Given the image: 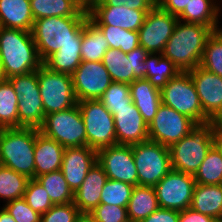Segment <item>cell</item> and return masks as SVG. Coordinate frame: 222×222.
<instances>
[{
    "instance_id": "277c9868",
    "label": "cell",
    "mask_w": 222,
    "mask_h": 222,
    "mask_svg": "<svg viewBox=\"0 0 222 222\" xmlns=\"http://www.w3.org/2000/svg\"><path fill=\"white\" fill-rule=\"evenodd\" d=\"M39 129H0V163L29 179L35 178L34 149Z\"/></svg>"
},
{
    "instance_id": "681fc988",
    "label": "cell",
    "mask_w": 222,
    "mask_h": 222,
    "mask_svg": "<svg viewBox=\"0 0 222 222\" xmlns=\"http://www.w3.org/2000/svg\"><path fill=\"white\" fill-rule=\"evenodd\" d=\"M213 145L222 156V133L217 128L213 131Z\"/></svg>"
},
{
    "instance_id": "83f0119b",
    "label": "cell",
    "mask_w": 222,
    "mask_h": 222,
    "mask_svg": "<svg viewBox=\"0 0 222 222\" xmlns=\"http://www.w3.org/2000/svg\"><path fill=\"white\" fill-rule=\"evenodd\" d=\"M220 10L216 0H190L187 7L178 16V20L209 26L214 31L219 23Z\"/></svg>"
},
{
    "instance_id": "8992f818",
    "label": "cell",
    "mask_w": 222,
    "mask_h": 222,
    "mask_svg": "<svg viewBox=\"0 0 222 222\" xmlns=\"http://www.w3.org/2000/svg\"><path fill=\"white\" fill-rule=\"evenodd\" d=\"M139 186H155L171 170L169 147L146 140L132 144Z\"/></svg>"
},
{
    "instance_id": "484cf974",
    "label": "cell",
    "mask_w": 222,
    "mask_h": 222,
    "mask_svg": "<svg viewBox=\"0 0 222 222\" xmlns=\"http://www.w3.org/2000/svg\"><path fill=\"white\" fill-rule=\"evenodd\" d=\"M190 208L216 220H222V184H196Z\"/></svg>"
},
{
    "instance_id": "4fadbf2b",
    "label": "cell",
    "mask_w": 222,
    "mask_h": 222,
    "mask_svg": "<svg viewBox=\"0 0 222 222\" xmlns=\"http://www.w3.org/2000/svg\"><path fill=\"white\" fill-rule=\"evenodd\" d=\"M194 175L172 169L154 186L160 208L183 211L191 207Z\"/></svg>"
},
{
    "instance_id": "7dc6e473",
    "label": "cell",
    "mask_w": 222,
    "mask_h": 222,
    "mask_svg": "<svg viewBox=\"0 0 222 222\" xmlns=\"http://www.w3.org/2000/svg\"><path fill=\"white\" fill-rule=\"evenodd\" d=\"M190 0H157V5L172 15L179 16Z\"/></svg>"
},
{
    "instance_id": "8fae6325",
    "label": "cell",
    "mask_w": 222,
    "mask_h": 222,
    "mask_svg": "<svg viewBox=\"0 0 222 222\" xmlns=\"http://www.w3.org/2000/svg\"><path fill=\"white\" fill-rule=\"evenodd\" d=\"M37 78L45 115L77 105L71 75L52 71L42 64Z\"/></svg>"
},
{
    "instance_id": "7bdbcfd3",
    "label": "cell",
    "mask_w": 222,
    "mask_h": 222,
    "mask_svg": "<svg viewBox=\"0 0 222 222\" xmlns=\"http://www.w3.org/2000/svg\"><path fill=\"white\" fill-rule=\"evenodd\" d=\"M16 222H40L41 215L34 211L25 201L19 198L3 206Z\"/></svg>"
},
{
    "instance_id": "7c38bea8",
    "label": "cell",
    "mask_w": 222,
    "mask_h": 222,
    "mask_svg": "<svg viewBox=\"0 0 222 222\" xmlns=\"http://www.w3.org/2000/svg\"><path fill=\"white\" fill-rule=\"evenodd\" d=\"M197 123L188 116L161 103L148 125L149 140L170 147L187 136Z\"/></svg>"
},
{
    "instance_id": "7a4b0ae2",
    "label": "cell",
    "mask_w": 222,
    "mask_h": 222,
    "mask_svg": "<svg viewBox=\"0 0 222 222\" xmlns=\"http://www.w3.org/2000/svg\"><path fill=\"white\" fill-rule=\"evenodd\" d=\"M213 33L209 26L177 22L162 55L171 60L180 72L200 66L208 37Z\"/></svg>"
},
{
    "instance_id": "7402d4cb",
    "label": "cell",
    "mask_w": 222,
    "mask_h": 222,
    "mask_svg": "<svg viewBox=\"0 0 222 222\" xmlns=\"http://www.w3.org/2000/svg\"><path fill=\"white\" fill-rule=\"evenodd\" d=\"M107 179L104 169L96 162L74 193L73 203L81 213H90L100 204L101 192Z\"/></svg>"
},
{
    "instance_id": "c3c4849f",
    "label": "cell",
    "mask_w": 222,
    "mask_h": 222,
    "mask_svg": "<svg viewBox=\"0 0 222 222\" xmlns=\"http://www.w3.org/2000/svg\"><path fill=\"white\" fill-rule=\"evenodd\" d=\"M216 219L203 215L200 212L187 208L179 211V222H215Z\"/></svg>"
},
{
    "instance_id": "816d5d0a",
    "label": "cell",
    "mask_w": 222,
    "mask_h": 222,
    "mask_svg": "<svg viewBox=\"0 0 222 222\" xmlns=\"http://www.w3.org/2000/svg\"><path fill=\"white\" fill-rule=\"evenodd\" d=\"M75 222H97L89 213H80Z\"/></svg>"
},
{
    "instance_id": "f35d334b",
    "label": "cell",
    "mask_w": 222,
    "mask_h": 222,
    "mask_svg": "<svg viewBox=\"0 0 222 222\" xmlns=\"http://www.w3.org/2000/svg\"><path fill=\"white\" fill-rule=\"evenodd\" d=\"M200 66L222 77V39L215 31L206 41Z\"/></svg>"
},
{
    "instance_id": "ab89813d",
    "label": "cell",
    "mask_w": 222,
    "mask_h": 222,
    "mask_svg": "<svg viewBox=\"0 0 222 222\" xmlns=\"http://www.w3.org/2000/svg\"><path fill=\"white\" fill-rule=\"evenodd\" d=\"M105 108L112 114L115 109L130 106V85L126 83L112 82L103 95L98 99Z\"/></svg>"
},
{
    "instance_id": "60d3db41",
    "label": "cell",
    "mask_w": 222,
    "mask_h": 222,
    "mask_svg": "<svg viewBox=\"0 0 222 222\" xmlns=\"http://www.w3.org/2000/svg\"><path fill=\"white\" fill-rule=\"evenodd\" d=\"M23 198L40 215L46 213L54 205L51 202L48 192L35 178L28 181Z\"/></svg>"
},
{
    "instance_id": "bcb514c9",
    "label": "cell",
    "mask_w": 222,
    "mask_h": 222,
    "mask_svg": "<svg viewBox=\"0 0 222 222\" xmlns=\"http://www.w3.org/2000/svg\"><path fill=\"white\" fill-rule=\"evenodd\" d=\"M141 222H179V211L159 207Z\"/></svg>"
},
{
    "instance_id": "5b68a950",
    "label": "cell",
    "mask_w": 222,
    "mask_h": 222,
    "mask_svg": "<svg viewBox=\"0 0 222 222\" xmlns=\"http://www.w3.org/2000/svg\"><path fill=\"white\" fill-rule=\"evenodd\" d=\"M215 121L197 124L190 133L170 147L172 169L195 175L213 146Z\"/></svg>"
},
{
    "instance_id": "3957f363",
    "label": "cell",
    "mask_w": 222,
    "mask_h": 222,
    "mask_svg": "<svg viewBox=\"0 0 222 222\" xmlns=\"http://www.w3.org/2000/svg\"><path fill=\"white\" fill-rule=\"evenodd\" d=\"M0 58L7 79L42 65L32 32L0 27Z\"/></svg>"
},
{
    "instance_id": "9c48e42d",
    "label": "cell",
    "mask_w": 222,
    "mask_h": 222,
    "mask_svg": "<svg viewBox=\"0 0 222 222\" xmlns=\"http://www.w3.org/2000/svg\"><path fill=\"white\" fill-rule=\"evenodd\" d=\"M8 80L14 87L18 100V128L39 129L45 118L44 106L39 91L37 70L26 74L14 75Z\"/></svg>"
},
{
    "instance_id": "ac0fdd59",
    "label": "cell",
    "mask_w": 222,
    "mask_h": 222,
    "mask_svg": "<svg viewBox=\"0 0 222 222\" xmlns=\"http://www.w3.org/2000/svg\"><path fill=\"white\" fill-rule=\"evenodd\" d=\"M188 73L195 84L204 115L210 121H216L222 115V77L201 66Z\"/></svg>"
},
{
    "instance_id": "f546056e",
    "label": "cell",
    "mask_w": 222,
    "mask_h": 222,
    "mask_svg": "<svg viewBox=\"0 0 222 222\" xmlns=\"http://www.w3.org/2000/svg\"><path fill=\"white\" fill-rule=\"evenodd\" d=\"M149 53L144 61V79L159 89L163 88L170 79L175 78L179 69L161 53Z\"/></svg>"
},
{
    "instance_id": "836d02e7",
    "label": "cell",
    "mask_w": 222,
    "mask_h": 222,
    "mask_svg": "<svg viewBox=\"0 0 222 222\" xmlns=\"http://www.w3.org/2000/svg\"><path fill=\"white\" fill-rule=\"evenodd\" d=\"M18 100L14 87L7 79L0 83V129L18 128Z\"/></svg>"
},
{
    "instance_id": "f1b7e54d",
    "label": "cell",
    "mask_w": 222,
    "mask_h": 222,
    "mask_svg": "<svg viewBox=\"0 0 222 222\" xmlns=\"http://www.w3.org/2000/svg\"><path fill=\"white\" fill-rule=\"evenodd\" d=\"M159 208L153 186H134L127 205L130 222H141Z\"/></svg>"
},
{
    "instance_id": "9a60e30c",
    "label": "cell",
    "mask_w": 222,
    "mask_h": 222,
    "mask_svg": "<svg viewBox=\"0 0 222 222\" xmlns=\"http://www.w3.org/2000/svg\"><path fill=\"white\" fill-rule=\"evenodd\" d=\"M149 53L138 46L128 53L109 48L102 63L113 82L130 84L136 79H144V61Z\"/></svg>"
},
{
    "instance_id": "1f68e13d",
    "label": "cell",
    "mask_w": 222,
    "mask_h": 222,
    "mask_svg": "<svg viewBox=\"0 0 222 222\" xmlns=\"http://www.w3.org/2000/svg\"><path fill=\"white\" fill-rule=\"evenodd\" d=\"M81 62V44H67L48 56L42 64L52 71L72 75Z\"/></svg>"
},
{
    "instance_id": "f6af8a7d",
    "label": "cell",
    "mask_w": 222,
    "mask_h": 222,
    "mask_svg": "<svg viewBox=\"0 0 222 222\" xmlns=\"http://www.w3.org/2000/svg\"><path fill=\"white\" fill-rule=\"evenodd\" d=\"M134 10H152L157 5V0H103L92 6H122Z\"/></svg>"
},
{
    "instance_id": "d590c367",
    "label": "cell",
    "mask_w": 222,
    "mask_h": 222,
    "mask_svg": "<svg viewBox=\"0 0 222 222\" xmlns=\"http://www.w3.org/2000/svg\"><path fill=\"white\" fill-rule=\"evenodd\" d=\"M194 179L196 184H222V156L214 145L206 154L205 159L194 175Z\"/></svg>"
},
{
    "instance_id": "f907efd6",
    "label": "cell",
    "mask_w": 222,
    "mask_h": 222,
    "mask_svg": "<svg viewBox=\"0 0 222 222\" xmlns=\"http://www.w3.org/2000/svg\"><path fill=\"white\" fill-rule=\"evenodd\" d=\"M0 222H16L13 217L3 207L0 210Z\"/></svg>"
},
{
    "instance_id": "ee69618b",
    "label": "cell",
    "mask_w": 222,
    "mask_h": 222,
    "mask_svg": "<svg viewBox=\"0 0 222 222\" xmlns=\"http://www.w3.org/2000/svg\"><path fill=\"white\" fill-rule=\"evenodd\" d=\"M97 222H130L127 208L108 204H99L89 213Z\"/></svg>"
},
{
    "instance_id": "cb8c5ba5",
    "label": "cell",
    "mask_w": 222,
    "mask_h": 222,
    "mask_svg": "<svg viewBox=\"0 0 222 222\" xmlns=\"http://www.w3.org/2000/svg\"><path fill=\"white\" fill-rule=\"evenodd\" d=\"M30 0H0V27L32 31Z\"/></svg>"
},
{
    "instance_id": "6da1fadb",
    "label": "cell",
    "mask_w": 222,
    "mask_h": 222,
    "mask_svg": "<svg viewBox=\"0 0 222 222\" xmlns=\"http://www.w3.org/2000/svg\"><path fill=\"white\" fill-rule=\"evenodd\" d=\"M88 16H51L34 21L32 36L40 60L67 44H82V30Z\"/></svg>"
},
{
    "instance_id": "30bf717a",
    "label": "cell",
    "mask_w": 222,
    "mask_h": 222,
    "mask_svg": "<svg viewBox=\"0 0 222 222\" xmlns=\"http://www.w3.org/2000/svg\"><path fill=\"white\" fill-rule=\"evenodd\" d=\"M86 128V146L96 151L116 145L114 116L98 100H83L77 103Z\"/></svg>"
},
{
    "instance_id": "d6a6232c",
    "label": "cell",
    "mask_w": 222,
    "mask_h": 222,
    "mask_svg": "<svg viewBox=\"0 0 222 222\" xmlns=\"http://www.w3.org/2000/svg\"><path fill=\"white\" fill-rule=\"evenodd\" d=\"M45 190L54 205L74 201V193L69 188L61 170L53 171L35 178Z\"/></svg>"
},
{
    "instance_id": "ba28073f",
    "label": "cell",
    "mask_w": 222,
    "mask_h": 222,
    "mask_svg": "<svg viewBox=\"0 0 222 222\" xmlns=\"http://www.w3.org/2000/svg\"><path fill=\"white\" fill-rule=\"evenodd\" d=\"M39 131L65 148L86 146V128L78 104L45 115Z\"/></svg>"
},
{
    "instance_id": "44dd1931",
    "label": "cell",
    "mask_w": 222,
    "mask_h": 222,
    "mask_svg": "<svg viewBox=\"0 0 222 222\" xmlns=\"http://www.w3.org/2000/svg\"><path fill=\"white\" fill-rule=\"evenodd\" d=\"M113 116L117 144L132 145L149 139L148 125L133 102L115 109Z\"/></svg>"
},
{
    "instance_id": "8d00e7d4",
    "label": "cell",
    "mask_w": 222,
    "mask_h": 222,
    "mask_svg": "<svg viewBox=\"0 0 222 222\" xmlns=\"http://www.w3.org/2000/svg\"><path fill=\"white\" fill-rule=\"evenodd\" d=\"M104 34L109 48L128 53L139 46V34L114 26H97Z\"/></svg>"
},
{
    "instance_id": "e0dca14e",
    "label": "cell",
    "mask_w": 222,
    "mask_h": 222,
    "mask_svg": "<svg viewBox=\"0 0 222 222\" xmlns=\"http://www.w3.org/2000/svg\"><path fill=\"white\" fill-rule=\"evenodd\" d=\"M71 76L78 102L99 99L113 82L102 61H82Z\"/></svg>"
},
{
    "instance_id": "ffe728a7",
    "label": "cell",
    "mask_w": 222,
    "mask_h": 222,
    "mask_svg": "<svg viewBox=\"0 0 222 222\" xmlns=\"http://www.w3.org/2000/svg\"><path fill=\"white\" fill-rule=\"evenodd\" d=\"M96 162L97 151L89 146L65 148L60 170L73 193L80 187Z\"/></svg>"
},
{
    "instance_id": "f5cc1de1",
    "label": "cell",
    "mask_w": 222,
    "mask_h": 222,
    "mask_svg": "<svg viewBox=\"0 0 222 222\" xmlns=\"http://www.w3.org/2000/svg\"><path fill=\"white\" fill-rule=\"evenodd\" d=\"M103 0H79V2L81 3V5L85 8V9H89L94 3L96 2H100Z\"/></svg>"
},
{
    "instance_id": "4316f807",
    "label": "cell",
    "mask_w": 222,
    "mask_h": 222,
    "mask_svg": "<svg viewBox=\"0 0 222 222\" xmlns=\"http://www.w3.org/2000/svg\"><path fill=\"white\" fill-rule=\"evenodd\" d=\"M34 20L51 16H88L79 0H30Z\"/></svg>"
},
{
    "instance_id": "d4e9b609",
    "label": "cell",
    "mask_w": 222,
    "mask_h": 222,
    "mask_svg": "<svg viewBox=\"0 0 222 222\" xmlns=\"http://www.w3.org/2000/svg\"><path fill=\"white\" fill-rule=\"evenodd\" d=\"M129 85L131 100L149 125L161 104L160 89L151 85L147 79H136Z\"/></svg>"
},
{
    "instance_id": "5bb4252c",
    "label": "cell",
    "mask_w": 222,
    "mask_h": 222,
    "mask_svg": "<svg viewBox=\"0 0 222 222\" xmlns=\"http://www.w3.org/2000/svg\"><path fill=\"white\" fill-rule=\"evenodd\" d=\"M177 22V16L156 5L146 13L143 25L138 30L139 46H142L148 53L162 54Z\"/></svg>"
},
{
    "instance_id": "4dcf8cb0",
    "label": "cell",
    "mask_w": 222,
    "mask_h": 222,
    "mask_svg": "<svg viewBox=\"0 0 222 222\" xmlns=\"http://www.w3.org/2000/svg\"><path fill=\"white\" fill-rule=\"evenodd\" d=\"M108 49L109 45L102 31L89 18H87L82 30V61H102L103 56Z\"/></svg>"
},
{
    "instance_id": "2e32d148",
    "label": "cell",
    "mask_w": 222,
    "mask_h": 222,
    "mask_svg": "<svg viewBox=\"0 0 222 222\" xmlns=\"http://www.w3.org/2000/svg\"><path fill=\"white\" fill-rule=\"evenodd\" d=\"M97 163L107 178L138 186V173L131 145L116 144L97 150Z\"/></svg>"
},
{
    "instance_id": "b9f144b4",
    "label": "cell",
    "mask_w": 222,
    "mask_h": 222,
    "mask_svg": "<svg viewBox=\"0 0 222 222\" xmlns=\"http://www.w3.org/2000/svg\"><path fill=\"white\" fill-rule=\"evenodd\" d=\"M80 213L73 202L53 205L46 213L41 215L40 222H75Z\"/></svg>"
},
{
    "instance_id": "e575fe53",
    "label": "cell",
    "mask_w": 222,
    "mask_h": 222,
    "mask_svg": "<svg viewBox=\"0 0 222 222\" xmlns=\"http://www.w3.org/2000/svg\"><path fill=\"white\" fill-rule=\"evenodd\" d=\"M29 180L27 176L0 165V198L7 203L22 198Z\"/></svg>"
},
{
    "instance_id": "db71d44e",
    "label": "cell",
    "mask_w": 222,
    "mask_h": 222,
    "mask_svg": "<svg viewBox=\"0 0 222 222\" xmlns=\"http://www.w3.org/2000/svg\"><path fill=\"white\" fill-rule=\"evenodd\" d=\"M7 80V77L5 75L4 69H3V65L1 62V58H0V83Z\"/></svg>"
},
{
    "instance_id": "11a10c76",
    "label": "cell",
    "mask_w": 222,
    "mask_h": 222,
    "mask_svg": "<svg viewBox=\"0 0 222 222\" xmlns=\"http://www.w3.org/2000/svg\"><path fill=\"white\" fill-rule=\"evenodd\" d=\"M216 128L222 133V115L215 121Z\"/></svg>"
},
{
    "instance_id": "9f6ffc18",
    "label": "cell",
    "mask_w": 222,
    "mask_h": 222,
    "mask_svg": "<svg viewBox=\"0 0 222 222\" xmlns=\"http://www.w3.org/2000/svg\"><path fill=\"white\" fill-rule=\"evenodd\" d=\"M222 39V28L219 27V25L217 24L214 30Z\"/></svg>"
},
{
    "instance_id": "52a82bcc",
    "label": "cell",
    "mask_w": 222,
    "mask_h": 222,
    "mask_svg": "<svg viewBox=\"0 0 222 222\" xmlns=\"http://www.w3.org/2000/svg\"><path fill=\"white\" fill-rule=\"evenodd\" d=\"M161 103L182 113L197 124L210 120L204 115L195 84L188 72H180L160 89Z\"/></svg>"
},
{
    "instance_id": "603a6c76",
    "label": "cell",
    "mask_w": 222,
    "mask_h": 222,
    "mask_svg": "<svg viewBox=\"0 0 222 222\" xmlns=\"http://www.w3.org/2000/svg\"><path fill=\"white\" fill-rule=\"evenodd\" d=\"M65 147L41 132L36 135L35 178L61 169Z\"/></svg>"
},
{
    "instance_id": "74e56055",
    "label": "cell",
    "mask_w": 222,
    "mask_h": 222,
    "mask_svg": "<svg viewBox=\"0 0 222 222\" xmlns=\"http://www.w3.org/2000/svg\"><path fill=\"white\" fill-rule=\"evenodd\" d=\"M133 185L117 180L107 179L100 198V204L126 207L131 198Z\"/></svg>"
},
{
    "instance_id": "d6986e66",
    "label": "cell",
    "mask_w": 222,
    "mask_h": 222,
    "mask_svg": "<svg viewBox=\"0 0 222 222\" xmlns=\"http://www.w3.org/2000/svg\"><path fill=\"white\" fill-rule=\"evenodd\" d=\"M88 18L96 26H114L138 32L143 25L146 13L150 10H134L122 6H91Z\"/></svg>"
}]
</instances>
